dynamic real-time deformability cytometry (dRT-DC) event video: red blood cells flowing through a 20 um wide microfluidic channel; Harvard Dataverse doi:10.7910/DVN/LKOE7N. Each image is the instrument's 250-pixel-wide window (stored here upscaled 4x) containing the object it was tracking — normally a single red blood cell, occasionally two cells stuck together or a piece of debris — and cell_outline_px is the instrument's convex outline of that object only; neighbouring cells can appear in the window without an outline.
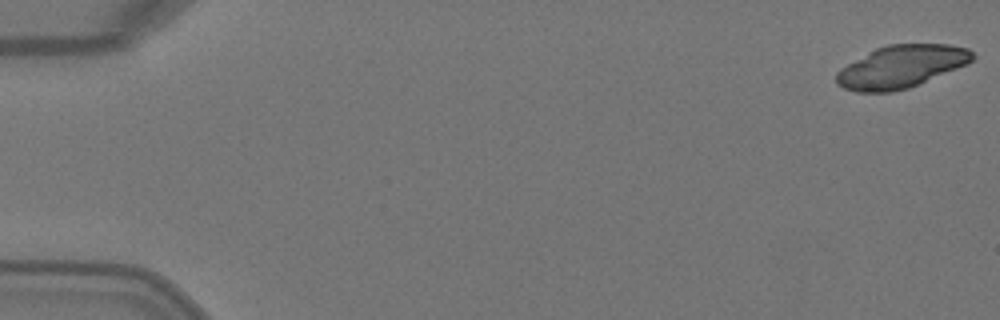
{"species": "Egyptian fruit bat (a non-hibernating species)", "species_latin": "Rousettus aegyptiacus", "temperature_condition": "warm", "stored_images_in_passage": 4, "camera_frame_rate_fps": 3000, "um_per_image_px": 0.085, "animal": {"sex": "female"}, "frame": {"image": 1, "passage_image": 1, "time_ms": 0.0, "image_size_px": [1000, 320], "cell_outline_px": [[976, 56], [968, 64], [908, 88], [892, 92], [856, 92], [844, 88], [836, 84], [836, 72], [840, 68], [868, 52], [876, 48], [888, 44], [948, 44], [968, 48]], "centroid_in_image_um": [76.59, 5.66], "position_along_channel_um": 8.4, "area_um2": 33.76}}